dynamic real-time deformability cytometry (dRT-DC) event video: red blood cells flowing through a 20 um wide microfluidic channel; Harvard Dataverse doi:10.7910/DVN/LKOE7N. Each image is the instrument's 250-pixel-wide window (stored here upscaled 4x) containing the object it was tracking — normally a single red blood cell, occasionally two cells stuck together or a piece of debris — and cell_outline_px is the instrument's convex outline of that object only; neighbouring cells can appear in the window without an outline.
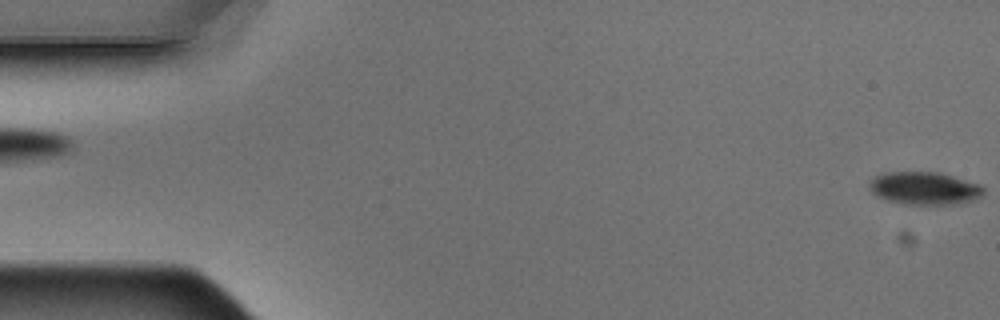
{"species": "Egyptian fruit bat (a non-hibernating species)", "species_latin": "Rousettus aegyptiacus", "temperature_condition": "warm", "stored_images_in_passage": 2, "segment_of_instrument_passage": [2, 2], "camera_frame_rate_fps": 3000, "um_per_image_px": 0.085, "animal": {"sex": "male"}, "frame": {"image": 1, "passage_image": 2, "time_ms": 0.333, "image_size_px": [1000, 320], "cell_outline_px": [[984, 192], [976, 200], [960, 204], [904, 204], [888, 200], [876, 196], [868, 188], [868, 184], [876, 176], [884, 172], [940, 172], [980, 184], [984, 188]], "centroid_in_image_um": [78.6, 16.0], "position_along_channel_um": 6.4, "area_um2": 21.96}}